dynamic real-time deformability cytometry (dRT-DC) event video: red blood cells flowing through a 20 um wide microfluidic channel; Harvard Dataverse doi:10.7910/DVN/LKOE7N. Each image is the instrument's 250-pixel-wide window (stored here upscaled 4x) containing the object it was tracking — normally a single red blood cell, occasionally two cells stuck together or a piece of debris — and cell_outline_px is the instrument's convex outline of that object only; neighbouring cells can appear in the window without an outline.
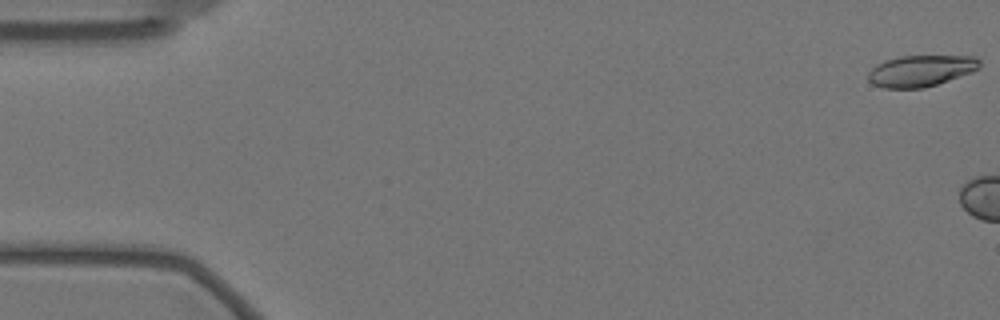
{"species": "Egyptian fruit bat (a non-hibernating species)", "species_latin": "Rousettus aegyptiacus", "temperature_condition": "warm", "stored_images_in_passage": 4, "camera_frame_rate_fps": 3000, "um_per_image_px": 0.085, "animal": {"sex": "female"}, "frame": {"image": 1, "passage_image": 1, "time_ms": 0.0, "image_size_px": [1000, 320], "cell_outline_px": [[980, 68], [972, 72], [924, 88], [884, 88], [872, 84], [868, 80], [868, 72], [876, 64], [884, 60], [900, 56], [976, 56], [980, 60]], "centroid_in_image_um": [78.25, 6.01], "position_along_channel_um": 6.7, "area_um2": 20.4}}